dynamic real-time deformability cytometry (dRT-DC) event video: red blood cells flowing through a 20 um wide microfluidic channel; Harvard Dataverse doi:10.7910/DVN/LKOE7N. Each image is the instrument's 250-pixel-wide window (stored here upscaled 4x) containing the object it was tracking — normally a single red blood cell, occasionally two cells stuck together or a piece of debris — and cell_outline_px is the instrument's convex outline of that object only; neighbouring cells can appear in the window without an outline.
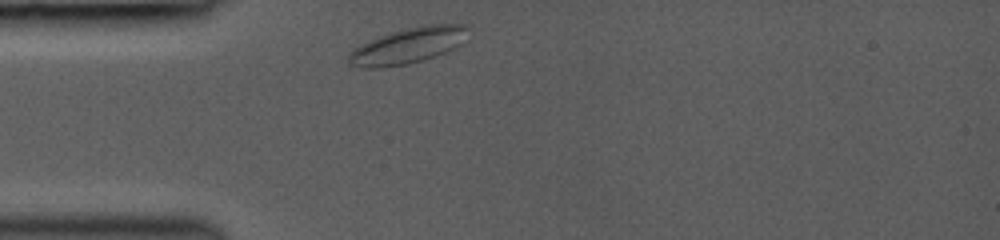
{"species": "common noctule bat (a hibernating species)", "species_latin": "Nyctalus noctula", "temperature_condition": "room temperature", "stored_images_in_passage": 18, "camera_frame_rate_fps": 3000, "um_per_image_px": 0.085, "animal": {"sex": "female", "body_mass_g": 19.0, "forearm_length_mm": 53.3}, "frame": {"image": 1, "passage_image": 1, "time_ms": 0.0, "image_size_px": [1000, 240], "cell_outline_px": [[472, 24], [460, 44], [444, 52], [424, 60], [408, 64], [384, 68], [360, 68], [348, 64], [348, 56], [352, 48], [376, 36], [424, 24]], "centroid_in_image_um": [34.63, 3.88], "position_along_channel_um": 50.4, "area_um2": 25.2}}
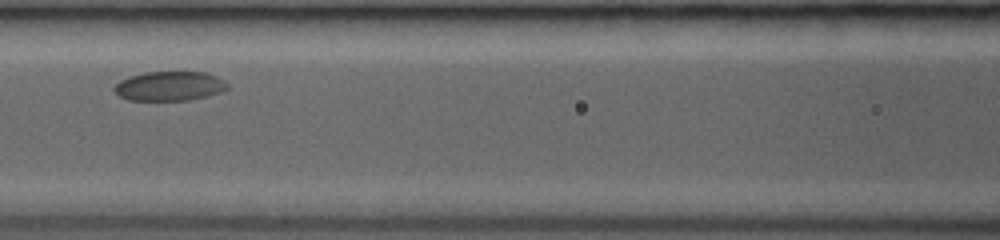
{"frame": {"image": 2, "passage_image": 7, "time_ms": 3.0, "image_size_px": [1000, 240], "cell_outline_px": [[228, 88], [220, 92], [208, 96], [188, 100], [128, 100], [120, 96], [112, 88], [120, 80], [128, 76], [144, 72], [208, 72], [224, 80], [228, 84]], "centroid_in_image_um": [14.41, 7.31], "position_along_channel_um": 152.2, "area_um2": 19.48}}
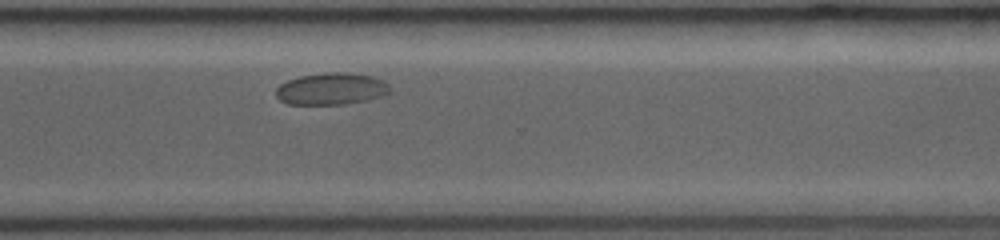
{"frame": {"image": 3, "passage_image": 18, "time_ms": 8.0, "image_size_px": [1000, 240], "cell_outline_px": [[392, 88], [388, 92], [380, 96], [364, 100], [344, 104], [288, 104], [280, 100], [276, 96], [276, 88], [280, 84], [288, 80], [300, 76], [328, 72], [348, 72], [372, 76], [384, 80]], "centroid_in_image_um": [28.16, 7.54], "position_along_channel_um": 342.4, "area_um2": 21.1}}